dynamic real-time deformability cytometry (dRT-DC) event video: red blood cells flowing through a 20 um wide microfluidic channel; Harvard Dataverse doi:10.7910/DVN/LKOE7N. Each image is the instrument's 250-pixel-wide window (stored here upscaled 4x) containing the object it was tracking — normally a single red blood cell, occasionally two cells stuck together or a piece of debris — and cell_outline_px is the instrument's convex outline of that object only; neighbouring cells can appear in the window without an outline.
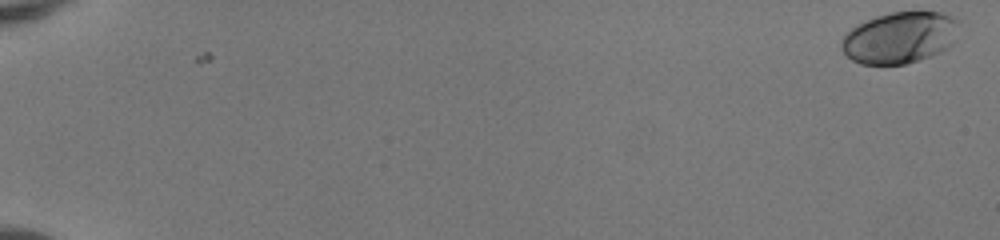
{"species": "human", "species_latin": "Homo sapiens", "temperature_condition": "room temperature", "stored_images_in_passage": 53, "camera_frame_rate_fps": 3000, "um_per_image_px": 0.085, "donor": {"sex": "female"}, "frame": {"image": 1, "passage_image": 1, "time_ms": 0.0, "image_size_px": [1000, 240], "cell_outline_px": [[960, 24], [956, 40], [948, 48], [932, 56], [904, 64], [860, 64], [852, 60], [840, 48], [840, 40], [856, 24], [876, 16], [892, 12], [940, 12], [952, 16]], "centroid_in_image_um": [76.49, 3.2], "position_along_channel_um": 8.5, "area_um2": 35.49}}
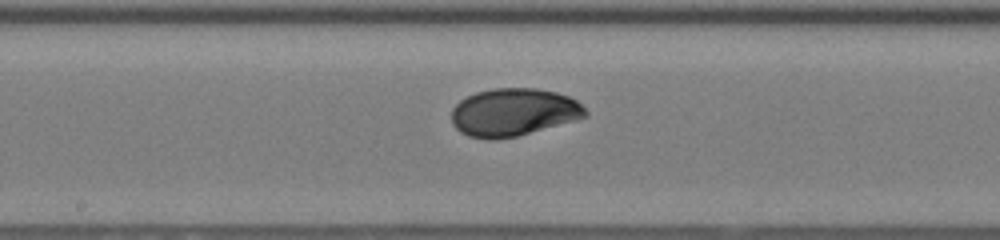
{"frame": {"image": 2, "passage_image": 31, "time_ms": 10.0, "image_size_px": [1000, 240], "cell_outline_px": [[588, 116], [576, 120], [516, 136], [492, 140], [488, 140], [468, 136], [460, 132], [452, 124], [452, 108], [460, 100], [476, 92], [492, 88], [536, 88], [556, 92], [568, 96], [576, 100], [588, 112]], "centroid_in_image_um": [43.63, 9.54], "position_along_channel_um": 204.6, "area_um2": 37.28}}
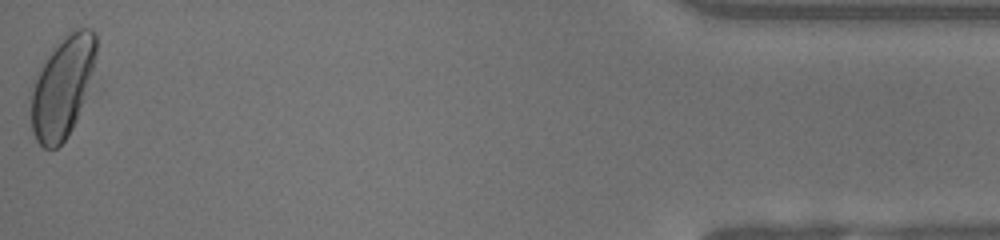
{"frame": {"image": 3, "passage_image": 53, "time_ms": 17.333, "image_size_px": [1000, 240], "cell_outline_px": [[96, 52], [92, 72], [76, 120], [68, 136], [56, 148], [44, 148], [36, 140], [32, 132], [32, 80], [36, 72], [52, 48], [56, 44], [72, 32], [80, 28], [92, 28], [96, 32]], "centroid_in_image_um": [5.28, 7.38], "position_along_channel_um": 429.9, "area_um2": 37.8}, "authors_computed_cell_mechanics": {"area_um2": 36.0094, "velocity_mm_per_s": 4.0819, "shape_relaxation_time_tau1_ms": 3.9858, "shape_relaxation_time_tau2_ms": null, "deformation_change_tau1": 0.1485, "deformation_change_tau2": null}}